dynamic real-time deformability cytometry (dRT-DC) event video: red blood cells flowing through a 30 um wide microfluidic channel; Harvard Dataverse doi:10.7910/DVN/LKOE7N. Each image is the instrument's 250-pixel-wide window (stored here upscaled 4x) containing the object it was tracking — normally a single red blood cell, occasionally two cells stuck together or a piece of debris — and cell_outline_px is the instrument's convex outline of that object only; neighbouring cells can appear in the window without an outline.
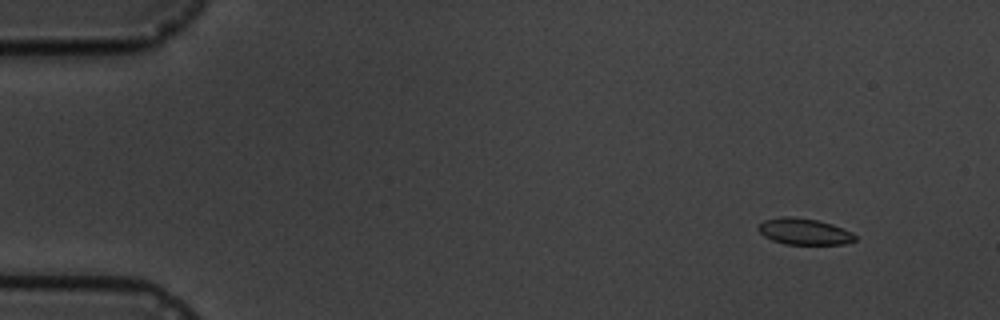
{"species": "common noctule bat (a hibernating species)", "species_latin": "Nyctalus noctula", "temperature_condition": "cold", "stored_images_in_passage": 4, "camera_frame_rate_fps": 3000, "um_per_image_px": 0.085, "animal": {"sex": "male", "body_mass_g": 19.5, "forearm_length_mm": 54.6}, "frame": {"image": 1, "passage_image": 1, "time_ms": 0.0, "image_size_px": [1000, 320], "cell_outline_px": [[856, 240], [844, 244], [784, 244], [772, 240], [764, 236], [756, 228], [764, 220], [780, 216], [792, 216], [816, 220], [832, 224], [852, 232], [856, 236]], "centroid_in_image_um": [68.34, 19.68], "position_along_channel_um": 16.7, "area_um2": 14.85}}
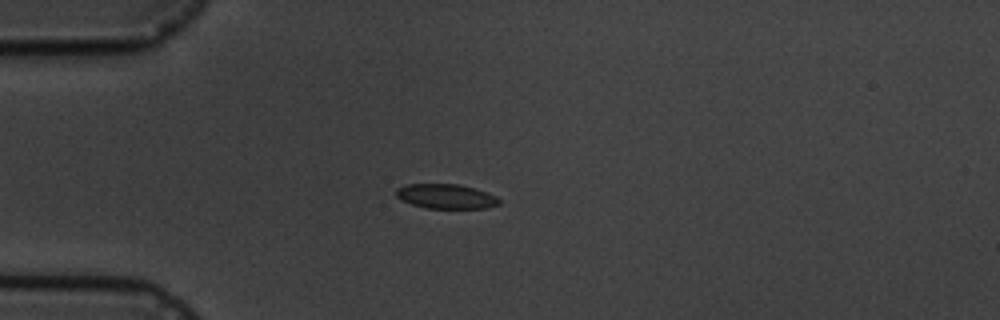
{"frame": {"image": 2, "passage_image": 4, "time_ms": 3.333, "image_size_px": [1000, 320], "cell_outline_px": [[500, 204], [484, 208], [428, 208], [412, 204], [400, 200], [396, 196], [396, 188], [408, 184], [460, 184], [476, 188], [496, 196], [500, 200]], "centroid_in_image_um": [37.91, 16.68], "position_along_channel_um": 47.1, "area_um2": 14.8}}